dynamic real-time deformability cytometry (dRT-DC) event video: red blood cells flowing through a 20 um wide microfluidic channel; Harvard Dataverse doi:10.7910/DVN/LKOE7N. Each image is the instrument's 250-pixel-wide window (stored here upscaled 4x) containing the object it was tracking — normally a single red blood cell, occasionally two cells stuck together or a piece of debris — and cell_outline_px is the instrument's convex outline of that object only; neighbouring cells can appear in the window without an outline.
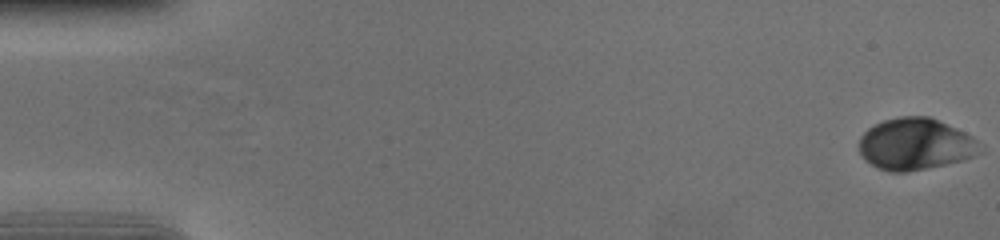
{"species": "human", "species_latin": "Homo sapiens", "temperature_condition": "cold", "stored_images_in_passage": 57, "camera_frame_rate_fps": 3000, "um_per_image_px": 0.085, "donor": {"sex": "female"}, "frame": {"image": 1, "passage_image": 1, "time_ms": 0.0, "image_size_px": [1000, 240], "cell_outline_px": [[976, 152], [972, 156], [964, 160], [904, 172], [892, 172], [876, 168], [864, 160], [860, 152], [860, 136], [868, 128], [884, 120], [900, 116], [928, 116], [956, 128], [972, 136], [976, 140]], "centroid_in_image_um": [77.72, 12.24], "position_along_channel_um": 7.3, "area_um2": 35.84}}
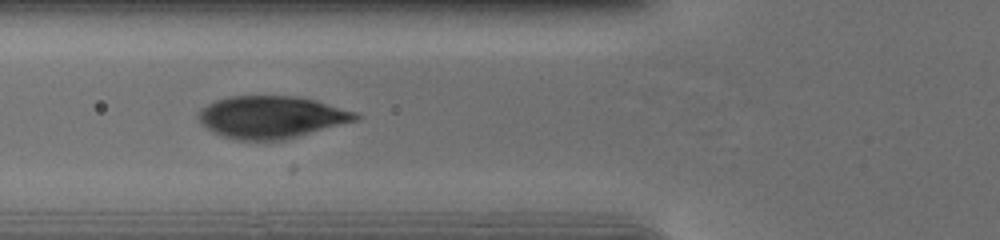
{"frame": {"image": 2, "passage_image": 22, "time_ms": 7.0, "image_size_px": [1000, 240], "cell_outline_px": [[364, 116], [360, 120], [284, 140], [236, 140], [212, 132], [200, 124], [196, 116], [196, 112], [200, 108], [216, 100], [228, 96], [296, 96], [316, 100], [360, 112]], "centroid_in_image_um": [23.1, 9.95], "position_along_channel_um": 102.7, "area_um2": 39.48}}
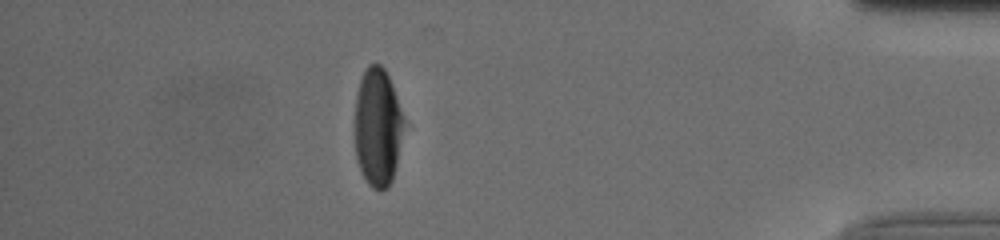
{"frame": {"image": 3, "passage_image": 50, "time_ms": 16.333, "image_size_px": [1000, 240], "cell_outline_px": [[404, 124], [396, 164], [392, 180], [388, 188], [380, 192], [372, 188], [368, 184], [360, 172], [356, 160], [356, 96], [360, 80], [368, 64], [380, 64], [384, 68], [392, 84], [404, 120]], "centroid_in_image_um": [32.09, 10.85], "position_along_channel_um": 403.1, "area_um2": 33.64}, "authors_computed_cell_mechanics": {"area_um2": 37.4544, "velocity_mm_per_s": 3.7058, "shape_relaxation_time_tau1_ms": 3.5795, "shape_relaxation_time_tau2_ms": null, "deformation_change_tau1": 0.1529, "deformation_change_tau2": null}}